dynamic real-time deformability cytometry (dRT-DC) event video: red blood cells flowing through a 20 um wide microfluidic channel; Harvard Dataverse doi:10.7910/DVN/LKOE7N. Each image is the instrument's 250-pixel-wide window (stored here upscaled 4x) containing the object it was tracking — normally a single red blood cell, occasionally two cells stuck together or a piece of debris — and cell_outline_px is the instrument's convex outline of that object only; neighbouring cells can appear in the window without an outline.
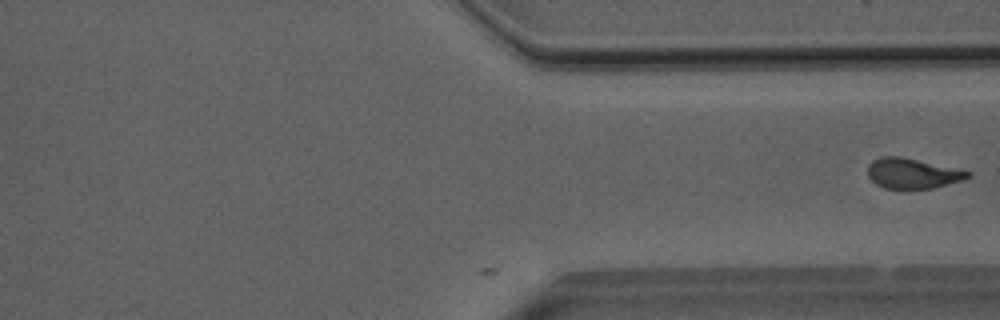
{"species": "Egyptian fruit bat (a non-hibernating species)", "species_latin": "Rousettus aegyptiacus", "temperature_condition": "room temperature", "stored_images_in_passage": 28, "camera_frame_rate_fps": 3000, "um_per_image_px": 0.085, "animal": {"sex": "male"}, "frame": {"image": 1, "passage_image": 28, "time_ms": 9.0, "image_size_px": [1000, 320], "cell_outline_px": [[972, 176], [964, 180], [932, 188], [908, 192], [884, 188], [876, 184], [868, 176], [868, 164], [872, 160], [880, 156], [896, 156], [916, 160], [972, 172]], "centroid_in_image_um": [77.53, 14.79], "position_along_channel_um": 333.9, "area_um2": 18.03}}